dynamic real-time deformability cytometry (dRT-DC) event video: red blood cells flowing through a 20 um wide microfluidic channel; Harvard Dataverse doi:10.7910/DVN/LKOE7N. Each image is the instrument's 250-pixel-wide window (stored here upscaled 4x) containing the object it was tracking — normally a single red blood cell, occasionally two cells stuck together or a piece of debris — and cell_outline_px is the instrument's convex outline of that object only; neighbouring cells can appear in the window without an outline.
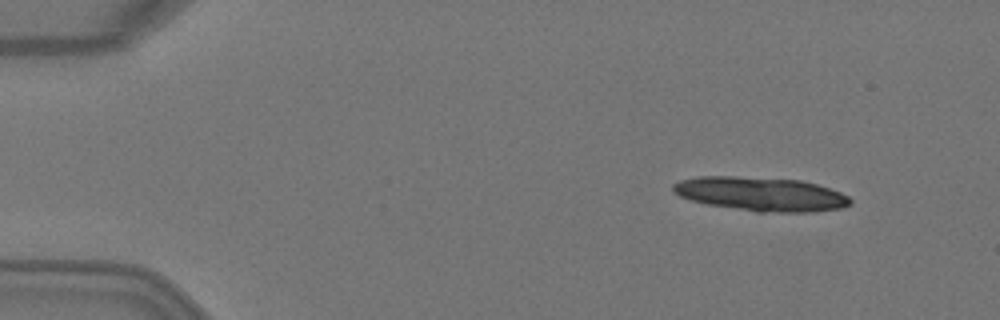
{"species": "Egyptian fruit bat (a non-hibernating species)", "species_latin": "Rousettus aegyptiacus", "temperature_condition": "warm", "stored_images_in_passage": 6, "camera_frame_rate_fps": 3000, "um_per_image_px": 0.085, "animal": {"sex": "female"}, "frame": {"image": 1, "passage_image": 1, "time_ms": 0.0, "image_size_px": [1000, 320], "cell_outline_px": [[852, 204], [840, 208], [816, 212], [756, 212], [708, 204], [692, 200], [680, 196], [672, 188], [672, 184], [680, 180], [696, 176], [736, 176], [800, 180], [816, 184], [840, 192], [848, 196], [852, 200]], "centroid_in_image_um": [64.69, 16.49], "position_along_channel_um": 20.3, "area_um2": 35.08}}
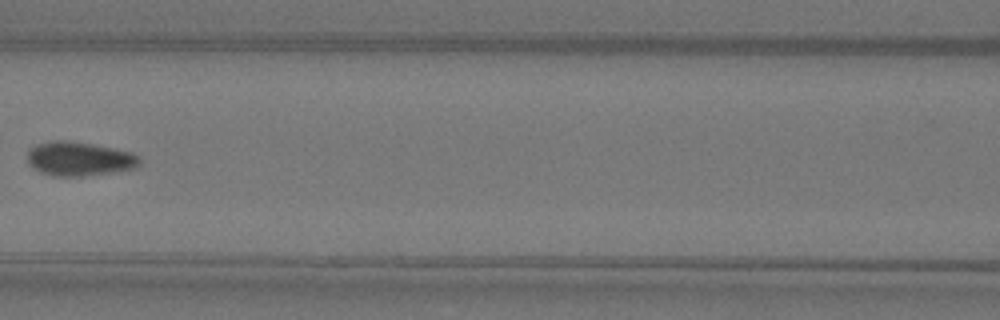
{"frame": {"image": 2, "passage_image": 6, "time_ms": 1.667, "image_size_px": [1000, 320], "cell_outline_px": [[140, 164], [136, 168], [112, 172], [80, 176], [52, 176], [40, 172], [32, 168], [28, 164], [28, 152], [36, 144], [52, 140], [68, 140], [92, 144], [132, 152], [140, 156]], "centroid_in_image_um": [6.73, 13.5], "position_along_channel_um": 159.9, "area_um2": 22.37}}